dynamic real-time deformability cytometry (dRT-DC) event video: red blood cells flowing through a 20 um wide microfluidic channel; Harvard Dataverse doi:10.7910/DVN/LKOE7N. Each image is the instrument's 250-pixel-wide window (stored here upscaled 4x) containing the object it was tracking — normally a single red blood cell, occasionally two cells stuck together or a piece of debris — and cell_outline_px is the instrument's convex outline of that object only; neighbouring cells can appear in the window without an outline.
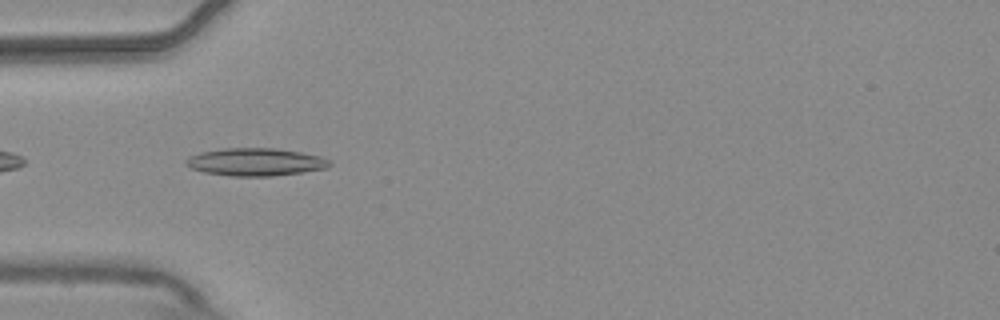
{"species": "common noctule bat (a hibernating species)", "species_latin": "Nyctalus noctula", "temperature_condition": "warm", "stored_images_in_passage": 3, "camera_frame_rate_fps": 3000, "um_per_image_px": 0.085, "animal": {"sex": "male", "body_mass_g": 20.4}, "frame": {"image": 1, "passage_image": 3, "time_ms": 0.667, "image_size_px": [1000, 320], "cell_outline_px": [[332, 164], [328, 168], [272, 176], [232, 176], [204, 172], [192, 168], [184, 164], [184, 160], [188, 156], [200, 152], [224, 148], [272, 148], [300, 152], [320, 156], [328, 160]], "centroid_in_image_um": [21.68, 13.76], "position_along_channel_um": 63.3, "area_um2": 23.12}}